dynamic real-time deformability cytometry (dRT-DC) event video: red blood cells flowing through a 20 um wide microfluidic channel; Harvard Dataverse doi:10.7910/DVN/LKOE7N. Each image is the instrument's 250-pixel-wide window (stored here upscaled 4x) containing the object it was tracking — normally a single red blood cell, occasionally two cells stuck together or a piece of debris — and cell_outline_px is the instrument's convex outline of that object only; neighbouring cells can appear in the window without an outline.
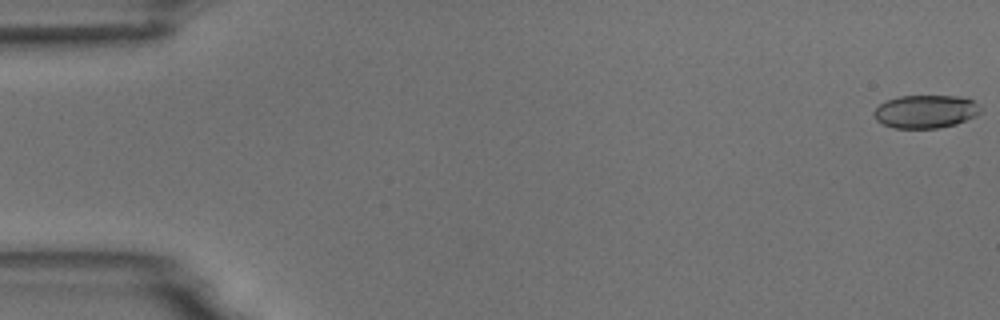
{"species": "common noctule bat (a hibernating species)", "species_latin": "Nyctalus noctula", "temperature_condition": "room temperature", "stored_images_in_passage": 7, "camera_frame_rate_fps": 3000, "um_per_image_px": 0.085, "animal": {"sex": "male", "body_mass_g": 18.8}, "frame": {"image": 1, "passage_image": 1, "time_ms": 0.0, "image_size_px": [1000, 320], "cell_outline_px": [[980, 112], [976, 116], [956, 124], [940, 128], [896, 128], [884, 124], [876, 120], [872, 112], [880, 104], [888, 100], [900, 96], [960, 96], [972, 100], [980, 108]], "centroid_in_image_um": [78.67, 9.48], "position_along_channel_um": 6.3, "area_um2": 20.46}}
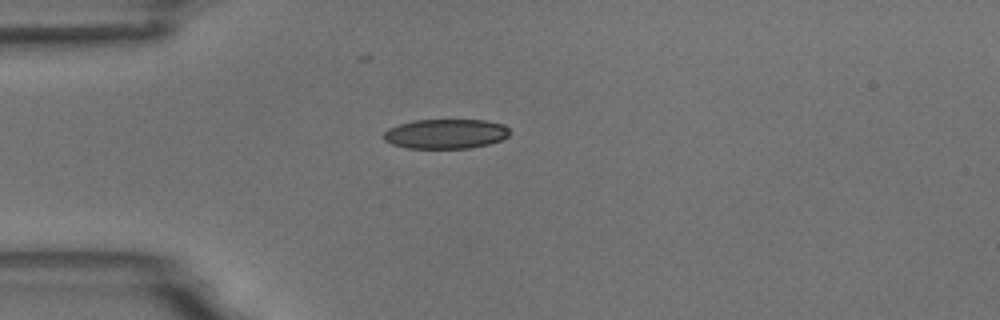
{"frame": {"image": 2, "passage_image": 5, "time_ms": 4.667, "image_size_px": [1000, 320], "cell_outline_px": [[508, 136], [500, 140], [488, 144], [468, 148], [408, 148], [392, 144], [384, 140], [380, 136], [388, 128], [412, 120], [484, 120], [504, 124], [508, 128]], "centroid_in_image_um": [37.84, 11.37], "position_along_channel_um": 47.2, "area_um2": 21.79}}